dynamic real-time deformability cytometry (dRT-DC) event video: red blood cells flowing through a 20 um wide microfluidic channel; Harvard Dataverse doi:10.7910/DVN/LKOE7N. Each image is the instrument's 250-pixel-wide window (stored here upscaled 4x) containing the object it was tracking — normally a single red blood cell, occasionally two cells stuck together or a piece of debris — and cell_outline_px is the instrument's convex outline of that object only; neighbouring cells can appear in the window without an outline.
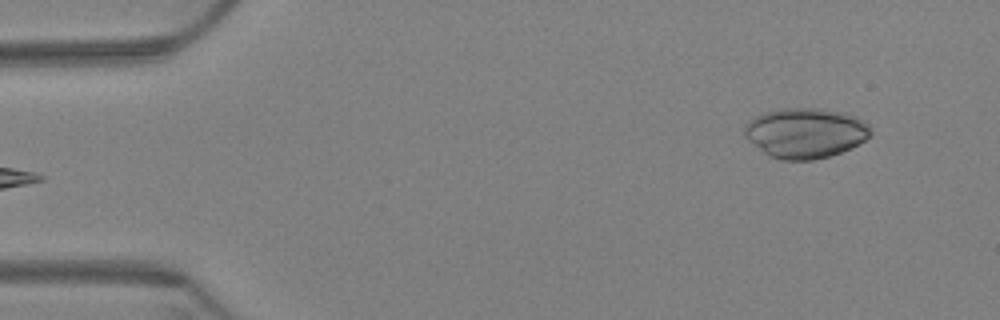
{"species": "Egyptian fruit bat (a non-hibernating species)", "species_latin": "Rousettus aegyptiacus", "temperature_condition": "warm", "stored_images_in_passage": 6, "camera_frame_rate_fps": 3000, "um_per_image_px": 0.085, "animal": {"sex": "female"}, "frame": {"image": 1, "passage_image": 6, "time_ms": 1.667, "image_size_px": [1000, 320], "cell_outline_px": [[872, 132], [860, 144], [852, 148], [828, 156], [812, 160], [784, 160], [772, 156], [764, 152], [748, 140], [744, 136], [744, 128], [756, 116], [764, 112], [784, 108], [816, 108], [848, 112], [856, 116], [868, 124], [872, 128]], "centroid_in_image_um": [68.51, 11.29], "position_along_channel_um": 16.5, "area_um2": 36.76}}